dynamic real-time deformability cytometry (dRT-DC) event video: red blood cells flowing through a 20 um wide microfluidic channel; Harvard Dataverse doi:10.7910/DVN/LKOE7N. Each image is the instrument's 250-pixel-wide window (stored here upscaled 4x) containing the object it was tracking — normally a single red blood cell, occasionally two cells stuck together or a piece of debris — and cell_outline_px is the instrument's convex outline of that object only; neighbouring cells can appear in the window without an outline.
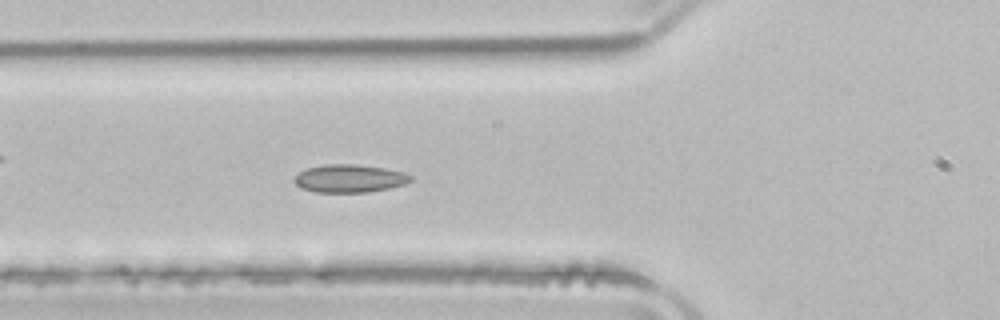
{"species": "common noctule bat (a hibernating species)", "species_latin": "Nyctalus noctula", "temperature_condition": "room temperature", "stored_images_in_passage": 45, "camera_frame_rate_fps": 3000, "um_per_image_px": 0.085, "animal": {"sex": "male", "body_mass_g": 21.5, "forearm_length_mm": 52.0}, "frame": {"image": 1, "passage_image": 12, "time_ms": 3.667, "image_size_px": [1000, 320], "cell_outline_px": [[412, 180], [404, 184], [388, 188], [368, 192], [316, 192], [300, 188], [292, 180], [300, 172], [308, 168], [324, 164], [352, 164], [384, 168], [404, 172], [412, 176]], "centroid_in_image_um": [29.69, 15.17], "position_along_channel_um": 96.1, "area_um2": 18.84}}
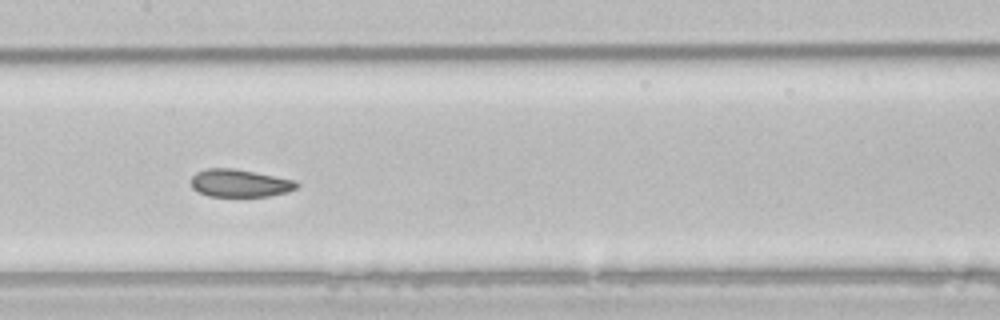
{"frame": {"image": 2, "passage_image": 19, "time_ms": 6.0, "image_size_px": [1000, 320], "cell_outline_px": [[300, 184], [296, 188], [288, 192], [268, 196], [208, 196], [192, 188], [192, 176], [196, 172], [208, 168], [232, 168], [296, 180]], "centroid_in_image_um": [20.4, 15.57], "position_along_channel_um": 187.0, "area_um2": 16.94}}
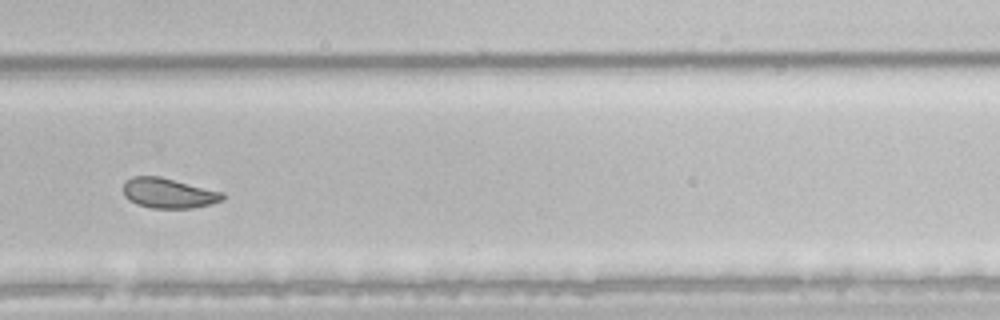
{"frame": {"image": 3, "passage_image": 29, "time_ms": 9.333, "image_size_px": [1000, 320], "cell_outline_px": [[224, 200], [192, 208], [152, 208], [136, 204], [128, 200], [124, 196], [124, 184], [132, 176], [160, 176], [224, 192]], "centroid_in_image_um": [14.32, 16.41], "position_along_channel_um": 315.5, "area_um2": 17.4}, "authors_computed_cell_mechanics": {"area_um2": 18.8428, "velocity_mm_per_s": 3.8707, "shape_relaxation_time_tau1_ms": 8.0593, "shape_relaxation_time_tau2_ms": 1.6796, "deformation_change_tau1": 0.1354, "deformation_change_tau2": 0.0494}}